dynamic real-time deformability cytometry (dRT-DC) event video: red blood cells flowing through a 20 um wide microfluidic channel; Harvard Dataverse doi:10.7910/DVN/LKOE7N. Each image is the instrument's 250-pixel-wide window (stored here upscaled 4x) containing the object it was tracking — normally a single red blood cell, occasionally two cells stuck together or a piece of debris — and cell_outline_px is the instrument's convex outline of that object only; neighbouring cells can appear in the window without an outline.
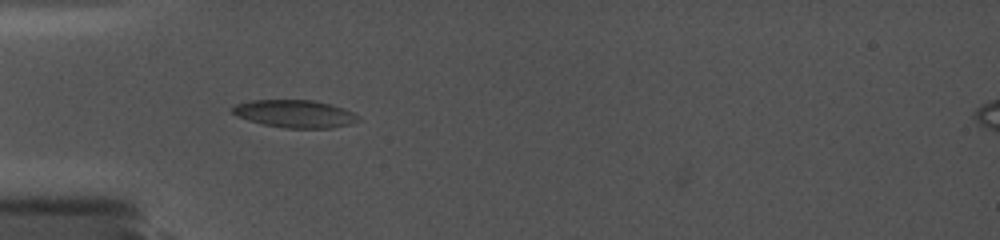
{"species": "common noctule bat (a hibernating species)", "species_latin": "Nyctalus noctula", "temperature_condition": "cold", "stored_images_in_passage": 37, "camera_frame_rate_fps": 5000, "um_per_image_px": 0.085, "animal": {"sex": "female", "body_mass_g": 19.0, "forearm_length_mm": 56.7}, "frame": {"image": 1, "passage_image": 1, "time_ms": 0.0, "image_size_px": [1000, 240], "cell_outline_px": [[360, 120], [352, 124], [332, 128], [284, 128], [264, 124], [248, 120], [236, 116], [228, 108], [232, 104], [252, 100], [316, 100], [332, 104], [344, 108], [360, 116]], "centroid_in_image_um": [25.05, 9.66], "position_along_channel_um": 59.9, "area_um2": 20.69}}
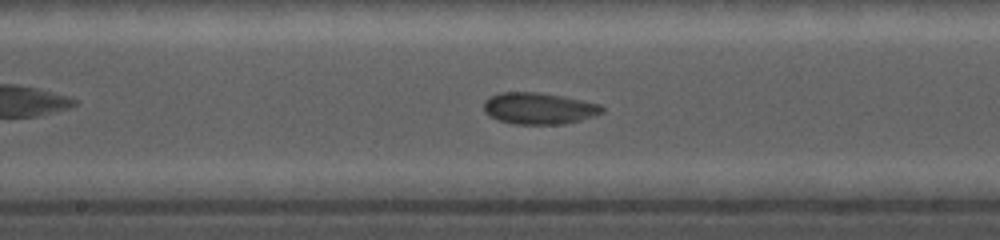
{"frame": {"image": 2, "passage_image": 18, "time_ms": 4.0, "image_size_px": [1000, 240], "cell_outline_px": [[604, 112], [580, 120], [564, 124], [516, 124], [496, 120], [488, 116], [484, 112], [484, 100], [488, 96], [500, 92], [536, 92], [564, 96], [600, 104], [604, 108]], "centroid_in_image_um": [45.76, 9.21], "position_along_channel_um": 202.4, "area_um2": 21.96}}
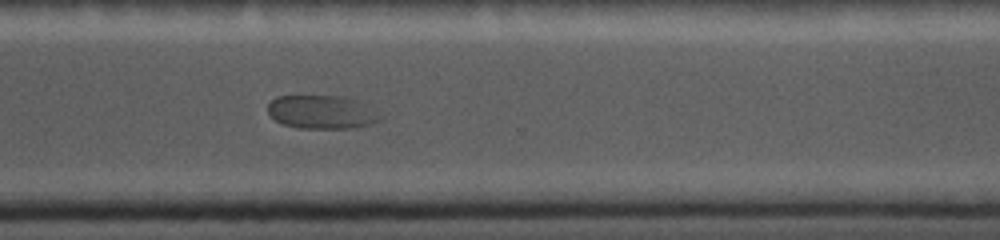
{"frame": {"image": 3, "passage_image": 34, "time_ms": 7.8, "image_size_px": [1000, 240], "cell_outline_px": [[384, 116], [368, 124], [356, 128], [300, 128], [284, 124], [276, 120], [268, 112], [268, 104], [276, 96], [344, 96], [356, 100], [364, 104]], "centroid_in_image_um": [27.34, 9.52], "position_along_channel_um": 343.3, "area_um2": 21.68}}